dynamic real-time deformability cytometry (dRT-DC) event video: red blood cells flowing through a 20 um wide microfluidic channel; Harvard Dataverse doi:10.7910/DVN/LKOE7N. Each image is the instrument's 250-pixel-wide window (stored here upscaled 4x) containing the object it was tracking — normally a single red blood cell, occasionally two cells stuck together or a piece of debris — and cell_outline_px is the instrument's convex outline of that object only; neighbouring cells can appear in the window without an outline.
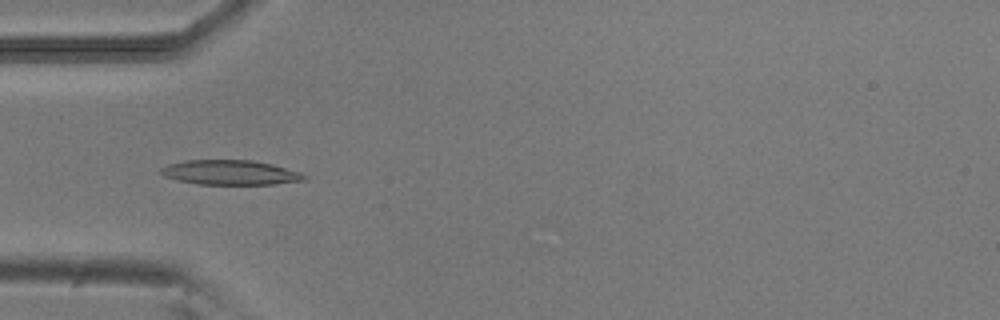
{"species": "common noctule bat (a hibernating species)", "species_latin": "Nyctalus noctula", "temperature_condition": "room temperature", "stored_images_in_passage": 2, "camera_frame_rate_fps": 3000, "um_per_image_px": 0.085, "animal": {"sex": "male", "body_mass_g": 20.5, "forearm_length_mm": 52.5}, "frame": {"image": 1, "passage_image": 1, "time_ms": 0.0, "image_size_px": [1000, 320], "cell_outline_px": [[308, 180], [276, 184], [200, 184], [176, 180], [164, 176], [160, 172], [160, 168], [168, 164], [184, 160], [252, 160], [272, 164], [300, 172], [308, 176]], "centroid_in_image_um": [19.59, 14.66], "position_along_channel_um": 65.4, "area_um2": 20.75}}
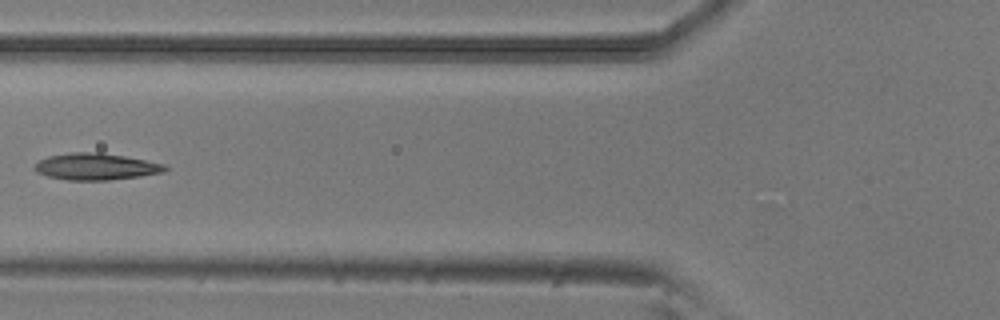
{"frame": {"image": 2, "passage_image": 2, "time_ms": 0.333, "image_size_px": [1000, 320], "cell_outline_px": [[168, 168], [164, 172], [140, 176], [108, 180], [68, 180], [48, 176], [36, 172], [32, 168], [40, 160], [48, 156], [68, 152], [100, 152], [124, 156], [164, 164]], "centroid_in_image_um": [8.12, 14.16], "position_along_channel_um": 117.7, "area_um2": 20.23}}